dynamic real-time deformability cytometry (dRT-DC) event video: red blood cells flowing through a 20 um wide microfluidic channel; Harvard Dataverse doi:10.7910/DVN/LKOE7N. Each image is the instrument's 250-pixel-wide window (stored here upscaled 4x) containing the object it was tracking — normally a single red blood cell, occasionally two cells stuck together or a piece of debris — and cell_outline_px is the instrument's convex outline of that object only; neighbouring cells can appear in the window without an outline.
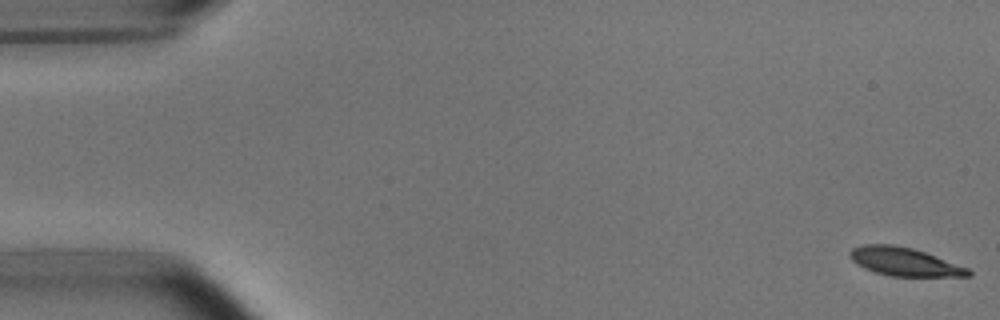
{"species": "common noctule bat (a hibernating species)", "species_latin": "Nyctalus noctula", "temperature_condition": "room temperature", "stored_images_in_passage": 53, "camera_frame_rate_fps": 3000, "um_per_image_px": 0.085, "animal": {"sex": "male", "body_mass_g": 15.6}, "frame": {"image": 1, "passage_image": 1, "time_ms": 0.0, "image_size_px": [1000, 320], "cell_outline_px": [[972, 276], [888, 276], [864, 268], [856, 264], [848, 256], [848, 252], [852, 248], [860, 244], [892, 244], [912, 248], [924, 252], [968, 268], [972, 272]], "centroid_in_image_um": [76.81, 22.24], "position_along_channel_um": 8.2, "area_um2": 19.54}}
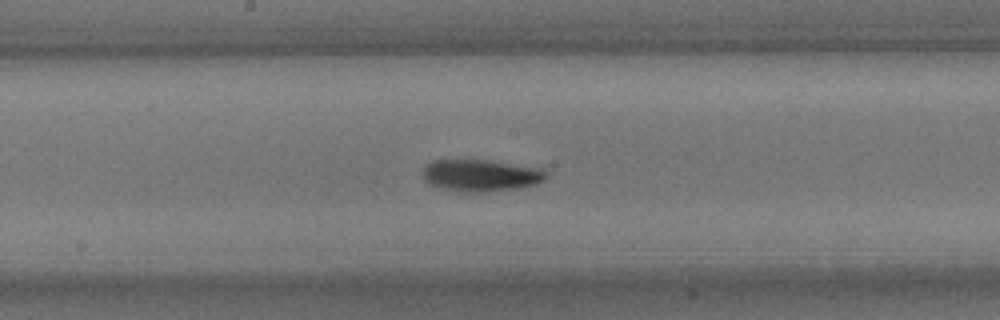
{"frame": {"image": 2, "passage_image": 28, "time_ms": 9.0, "image_size_px": [1000, 320], "cell_outline_px": [[548, 176], [544, 180], [536, 184], [516, 188], [484, 192], [460, 192], [428, 184], [424, 180], [424, 164], [432, 160], [488, 160], [544, 168], [548, 172]], "centroid_in_image_um": [40.89, 14.9], "position_along_channel_um": 207.3, "area_um2": 23.12}}
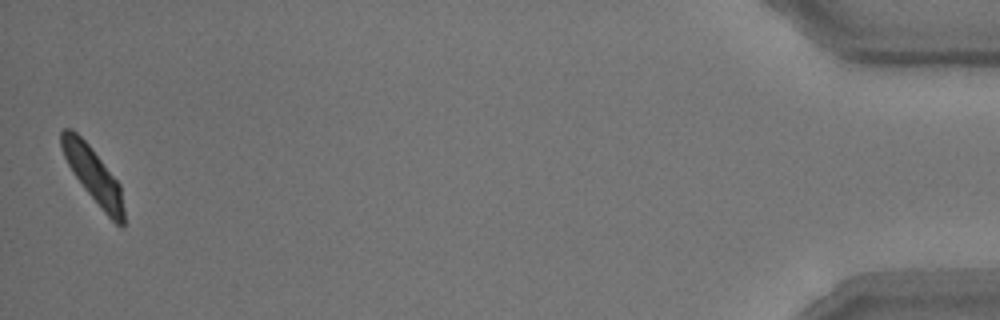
{"frame": {"image": 3, "passage_image": 53, "time_ms": 17.333, "image_size_px": [1000, 320], "cell_outline_px": [[124, 228], [120, 228], [104, 212], [84, 188], [72, 172], [64, 156], [60, 144], [60, 132], [64, 128], [72, 128], [88, 144], [120, 184], [124, 212]], "centroid_in_image_um": [7.92, 14.89], "position_along_channel_um": 427.3, "area_um2": 19.83}, "authors_computed_cell_mechanics": {"area_um2": 21.0392, "velocity_mm_per_s": 3.7442, "shape_relaxation_time_tau1_ms": 3.094, "shape_relaxation_time_tau2_ms": 1.0177, "deformation_change_tau1": 0.1269, "deformation_change_tau2": 0.0608}}